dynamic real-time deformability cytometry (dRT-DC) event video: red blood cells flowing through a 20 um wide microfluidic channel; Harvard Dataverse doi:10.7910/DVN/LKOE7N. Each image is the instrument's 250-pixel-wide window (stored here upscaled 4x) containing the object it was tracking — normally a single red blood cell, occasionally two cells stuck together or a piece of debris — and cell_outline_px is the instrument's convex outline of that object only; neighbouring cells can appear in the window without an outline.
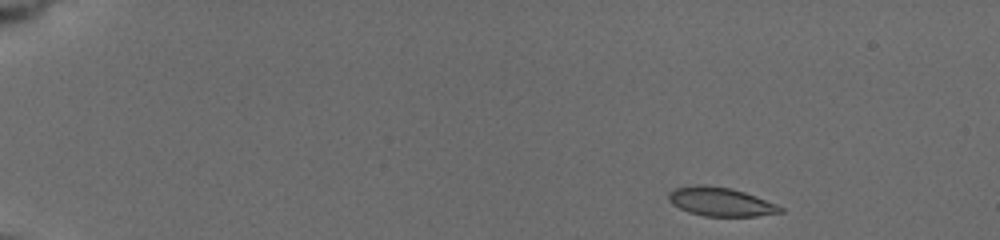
{"species": "common noctule bat (a hibernating species)", "species_latin": "Nyctalus noctula", "temperature_condition": "cold", "stored_images_in_passage": 11, "camera_frame_rate_fps": 3000, "um_per_image_px": 0.085, "animal": {"sex": "female", "body_mass_g": 19.5, "forearm_length_mm": 54.1}, "frame": {"image": 1, "passage_image": 1, "time_ms": 0.0, "image_size_px": [1000, 240], "cell_outline_px": [[784, 212], [756, 216], [704, 216], [688, 212], [672, 204], [668, 200], [668, 192], [676, 188], [696, 184], [732, 188], [756, 196], [776, 204], [784, 208]], "centroid_in_image_um": [61.25, 17.15], "position_along_channel_um": 23.8, "area_um2": 18.73}}
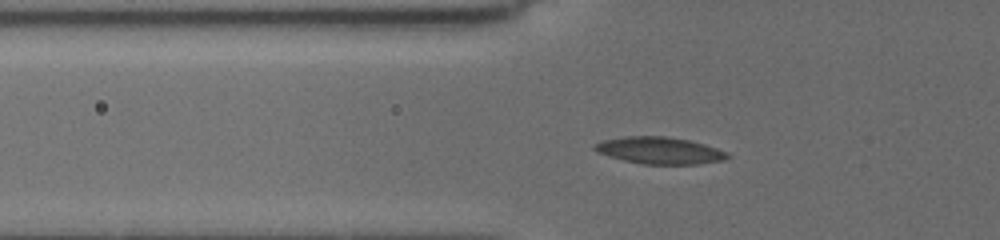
{"frame": {"image": 2, "passage_image": 10, "time_ms": 4.333, "image_size_px": [1000, 240], "cell_outline_px": [[732, 156], [724, 160], [700, 164], [644, 164], [624, 160], [596, 152], [592, 148], [596, 144], [604, 140], [628, 136], [664, 136], [688, 140], [704, 144], [728, 152]], "centroid_in_image_um": [56.11, 12.8], "position_along_channel_um": 69.7, "area_um2": 20.69}}